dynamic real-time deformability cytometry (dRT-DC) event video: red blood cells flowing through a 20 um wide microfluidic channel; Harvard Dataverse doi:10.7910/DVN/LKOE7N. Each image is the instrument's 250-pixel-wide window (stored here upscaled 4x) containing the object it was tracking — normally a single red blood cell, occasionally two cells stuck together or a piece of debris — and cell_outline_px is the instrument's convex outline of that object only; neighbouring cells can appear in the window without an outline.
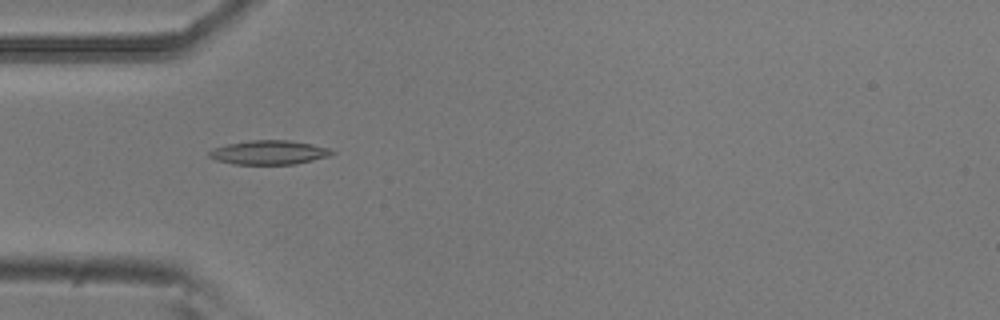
{"species": "common noctule bat (a hibernating species)", "species_latin": "Nyctalus noctula", "temperature_condition": "room temperature", "stored_images_in_passage": 23, "camera_frame_rate_fps": 3000, "um_per_image_px": 0.085, "animal": {"sex": "male", "body_mass_g": 20.5, "forearm_length_mm": 52.5}, "frame": {"image": 1, "passage_image": 4, "time_ms": 1.0, "image_size_px": [1000, 320], "cell_outline_px": [[336, 152], [332, 156], [296, 164], [232, 164], [216, 160], [208, 156], [208, 152], [212, 148], [228, 144], [252, 140], [288, 140], [312, 144], [332, 148]], "centroid_in_image_um": [22.92, 12.96], "position_along_channel_um": 62.1, "area_um2": 17.46}}
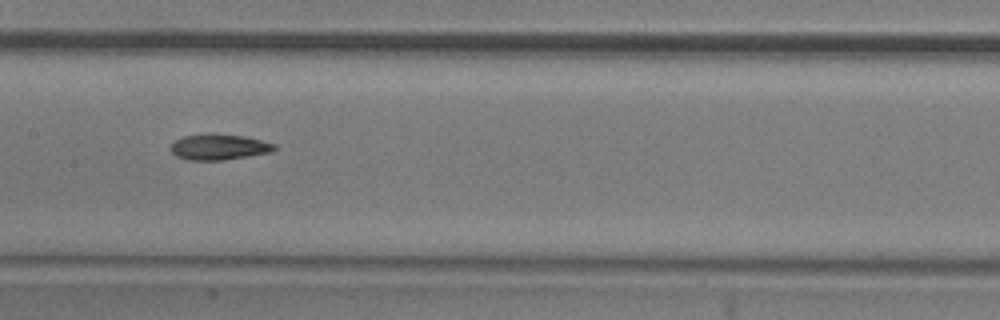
{"frame": {"image": 2, "passage_image": 14, "time_ms": 4.333, "image_size_px": [1000, 320], "cell_outline_px": [[276, 148], [272, 152], [224, 160], [188, 160], [176, 156], [168, 148], [176, 140], [184, 136], [204, 132], [212, 132], [244, 136], [276, 144]], "centroid_in_image_um": [18.59, 12.47], "position_along_channel_um": 188.8, "area_um2": 15.9}}
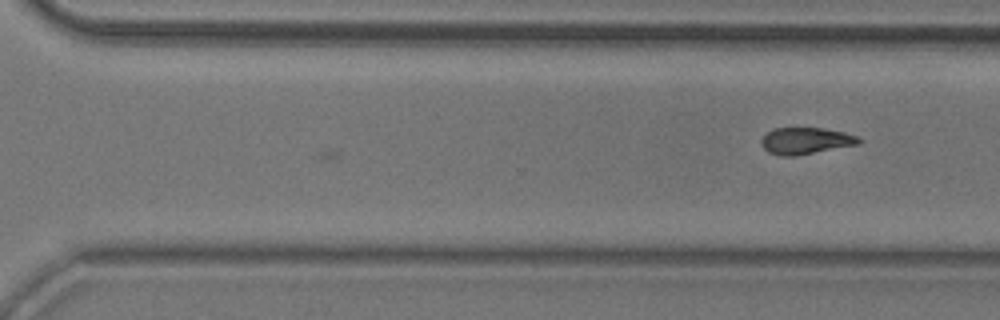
{"frame": {"image": 3, "passage_image": 23, "time_ms": 7.333, "image_size_px": [1000, 320], "cell_outline_px": [[860, 144], [796, 156], [780, 156], [768, 152], [764, 148], [760, 140], [768, 132], [776, 128], [824, 128], [844, 132], [856, 136], [860, 140]], "centroid_in_image_um": [68.48, 11.98], "position_along_channel_um": 302.1, "area_um2": 15.09}}